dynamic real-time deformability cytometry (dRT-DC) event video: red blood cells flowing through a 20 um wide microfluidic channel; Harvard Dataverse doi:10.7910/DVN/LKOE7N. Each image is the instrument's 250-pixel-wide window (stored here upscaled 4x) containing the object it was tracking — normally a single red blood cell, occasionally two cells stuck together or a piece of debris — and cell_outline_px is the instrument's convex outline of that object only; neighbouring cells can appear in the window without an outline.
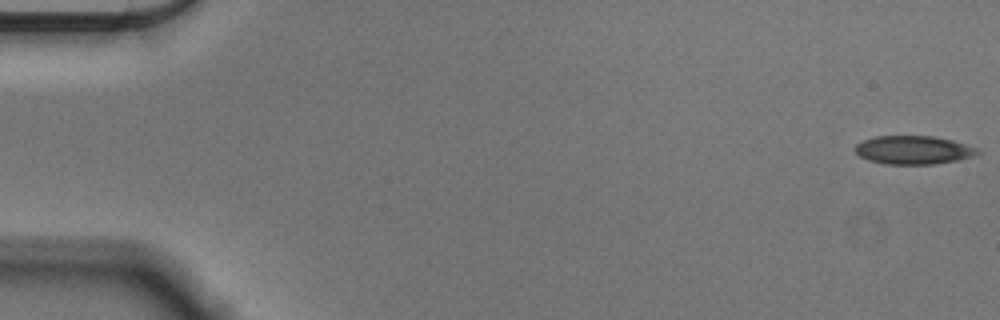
{"species": "Egyptian fruit bat (a non-hibernating species)", "species_latin": "Rousettus aegyptiacus", "temperature_condition": "cold", "stored_images_in_passage": 56, "camera_frame_rate_fps": 3000, "um_per_image_px": 0.085, "animal": {"sex": "male"}, "frame": {"image": 1, "passage_image": 1, "time_ms": 0.0, "image_size_px": [1000, 320], "cell_outline_px": [[980, 152], [972, 156], [956, 160], [932, 164], [888, 164], [868, 160], [860, 156], [856, 152], [856, 144], [864, 140], [876, 136], [932, 136], [952, 140], [976, 148]], "centroid_in_image_um": [77.61, 12.74], "position_along_channel_um": 7.4, "area_um2": 19.94}}
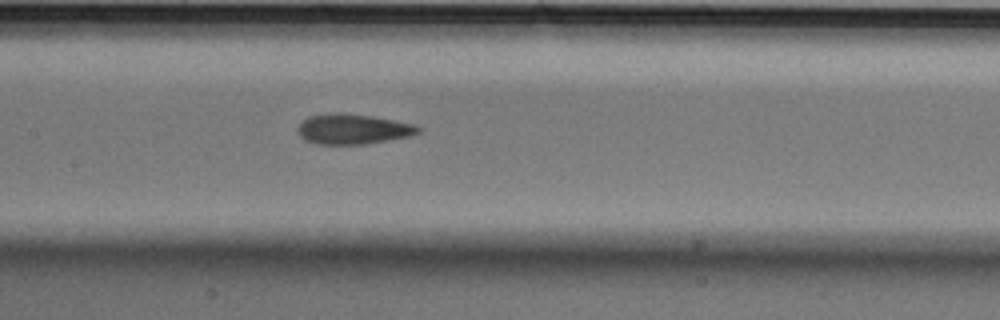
{"frame": {"image": 2, "passage_image": 27, "time_ms": 8.667, "image_size_px": [1000, 320], "cell_outline_px": [[420, 132], [408, 136], [364, 144], [316, 144], [304, 140], [296, 132], [296, 128], [308, 116], [332, 112], [344, 112], [372, 116], [416, 124], [420, 128]], "centroid_in_image_um": [29.95, 10.96], "position_along_channel_um": 177.5, "area_um2": 21.33}}
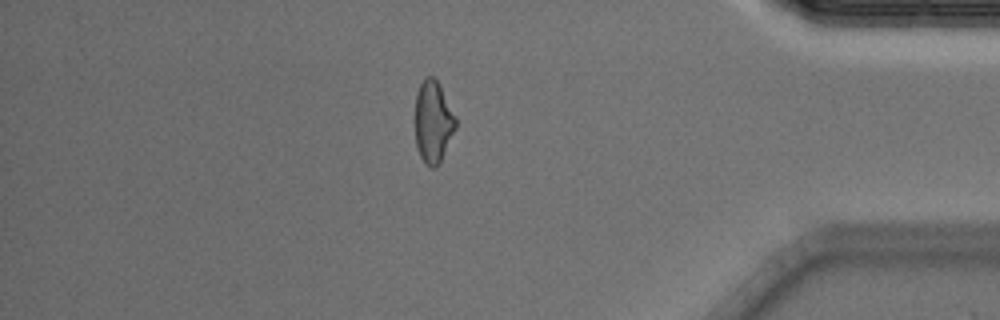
{"frame": {"image": 3, "passage_image": 48, "time_ms": 15.667, "image_size_px": [1000, 320], "cell_outline_px": [[456, 128], [440, 164], [436, 168], [432, 168], [420, 156], [416, 144], [416, 92], [424, 76], [432, 76], [440, 84], [456, 116]], "centroid_in_image_um": [36.84, 10.33], "position_along_channel_um": 398.4, "area_um2": 19.48}, "authors_computed_cell_mechanics": {"area_um2": 20.8658, "velocity_mm_per_s": 3.6018, "shape_relaxation_time_tau1_ms": 7.957, "shape_relaxation_time_tau2_ms": 2.4554, "deformation_change_tau1": 0.1617, "deformation_change_tau2": 0.0938}}